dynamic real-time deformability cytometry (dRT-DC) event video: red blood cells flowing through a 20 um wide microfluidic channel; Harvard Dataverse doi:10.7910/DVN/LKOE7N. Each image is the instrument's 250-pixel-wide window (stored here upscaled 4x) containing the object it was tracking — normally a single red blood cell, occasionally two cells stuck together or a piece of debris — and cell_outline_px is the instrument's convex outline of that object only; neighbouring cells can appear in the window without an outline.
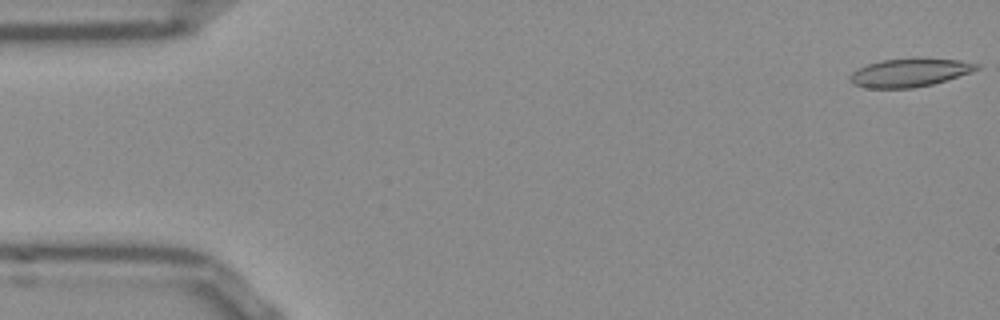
{"species": "Egyptian fruit bat (a non-hibernating species)", "species_latin": "Rousettus aegyptiacus", "temperature_condition": "room temperature", "stored_images_in_passage": 46, "camera_frame_rate_fps": 3000, "um_per_image_px": 0.085, "frame": {"image": 1, "passage_image": 1, "time_ms": 0.0, "image_size_px": [1000, 320], "cell_outline_px": [[980, 68], [932, 84], [912, 88], [868, 88], [852, 84], [848, 80], [848, 76], [852, 72], [868, 64], [880, 60], [920, 56], [924, 56], [960, 60], [980, 64]], "centroid_in_image_um": [77.29, 6.13], "position_along_channel_um": 7.7, "area_um2": 21.27}}
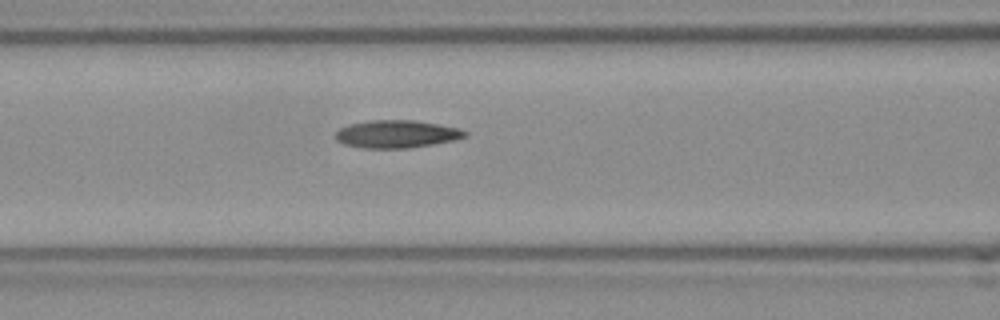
{"frame": {"image": 2, "passage_image": 21, "time_ms": 6.667, "image_size_px": [1000, 320], "cell_outline_px": [[468, 136], [452, 140], [432, 144], [408, 148], [360, 148], [344, 144], [336, 140], [332, 136], [340, 128], [348, 124], [368, 120], [416, 120], [460, 128], [468, 132]], "centroid_in_image_um": [33.67, 11.39], "position_along_channel_um": 132.9, "area_um2": 21.1}}
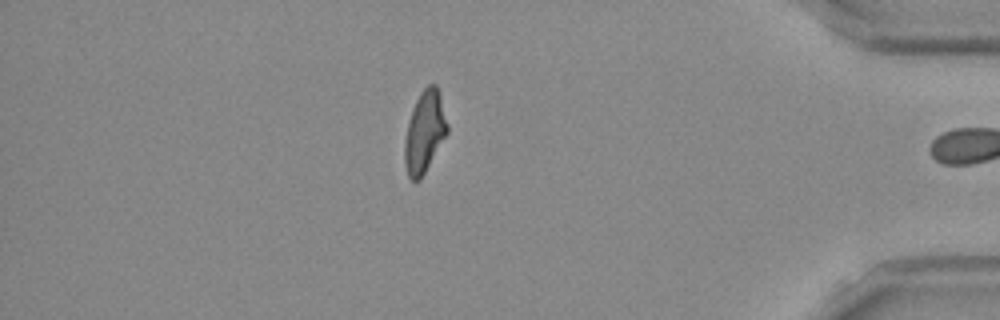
{"frame": {"image": 3, "passage_image": 45, "time_ms": 14.667, "image_size_px": [1000, 320], "cell_outline_px": [[448, 132], [420, 180], [412, 180], [408, 176], [404, 164], [404, 140], [408, 120], [412, 108], [420, 92], [428, 84], [436, 84], [440, 96], [448, 124]], "centroid_in_image_um": [36.07, 11.2], "position_along_channel_um": 399.1, "area_um2": 20.29}, "authors_computed_cell_mechanics": {"area_um2": 20.8658, "velocity_mm_per_s": 3.846, "shape_relaxation_time_tau1_ms": null, "shape_relaxation_time_tau2_ms": 4.6416, "deformation_change_tau1": null, "deformation_change_tau2": 0.141}}